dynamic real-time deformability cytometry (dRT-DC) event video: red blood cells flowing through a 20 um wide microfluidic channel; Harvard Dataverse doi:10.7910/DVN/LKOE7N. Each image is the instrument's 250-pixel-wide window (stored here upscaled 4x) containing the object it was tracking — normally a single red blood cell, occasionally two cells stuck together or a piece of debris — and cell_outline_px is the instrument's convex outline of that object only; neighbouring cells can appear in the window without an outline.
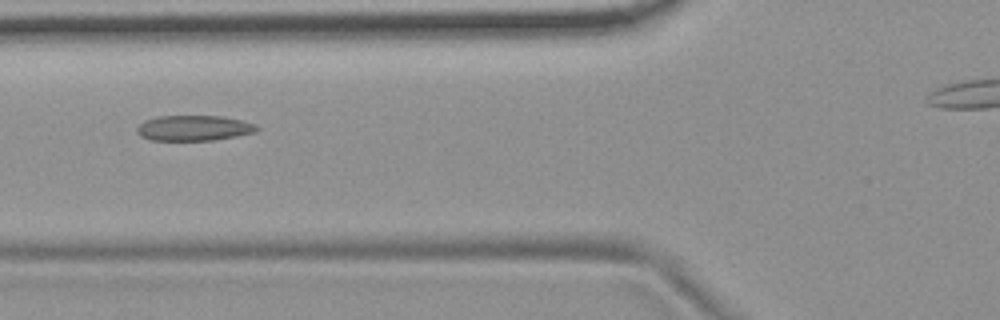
{"species": "common noctule bat (a hibernating species)", "species_latin": "Nyctalus noctula", "temperature_condition": "room temperature", "stored_images_in_passage": 5, "camera_frame_rate_fps": 3000, "um_per_image_px": 0.085, "animal": {"sex": "female", "body_mass_g": 19.9}, "frame": {"image": 1, "passage_image": 4, "time_ms": 1.0, "image_size_px": [1000, 320], "cell_outline_px": [[260, 128], [256, 132], [236, 136], [212, 140], [148, 140], [140, 136], [136, 132], [136, 128], [144, 120], [156, 116], [220, 116], [240, 120], [256, 124]], "centroid_in_image_um": [16.45, 10.88], "position_along_channel_um": 109.4, "area_um2": 17.8}}
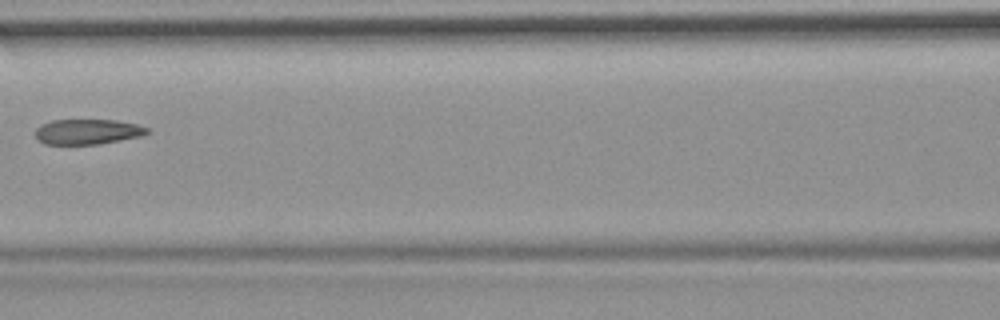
{"frame": {"image": 2, "passage_image": 5, "time_ms": 1.333, "image_size_px": [1000, 320], "cell_outline_px": [[152, 132], [140, 136], [120, 140], [96, 144], [44, 144], [36, 140], [36, 128], [40, 124], [52, 120], [116, 120], [136, 124], [148, 128]], "centroid_in_image_um": [7.42, 11.19], "position_along_channel_um": 159.2, "area_um2": 16.47}}